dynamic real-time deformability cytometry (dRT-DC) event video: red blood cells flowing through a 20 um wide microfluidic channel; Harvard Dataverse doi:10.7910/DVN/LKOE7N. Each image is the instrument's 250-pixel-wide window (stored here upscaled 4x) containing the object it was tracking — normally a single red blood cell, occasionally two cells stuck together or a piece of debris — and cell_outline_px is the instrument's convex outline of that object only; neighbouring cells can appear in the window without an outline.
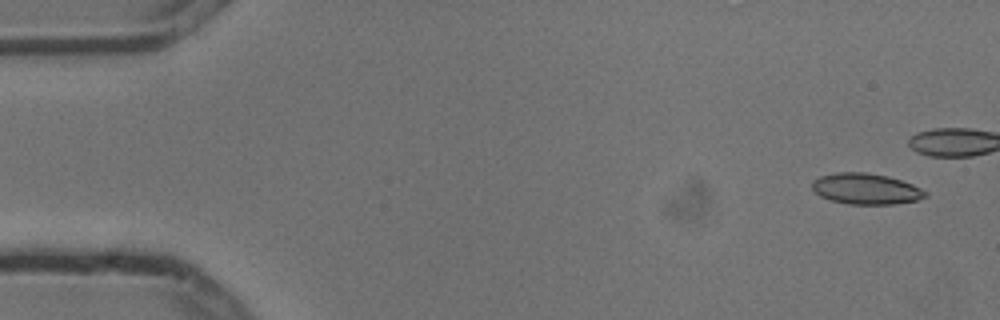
{"species": "common noctule bat (a hibernating species)", "species_latin": "Nyctalus noctula", "temperature_condition": "cold", "stored_images_in_passage": 7, "camera_frame_rate_fps": 3000, "um_per_image_px": 0.085, "animal": {"sex": "male", "body_mass_g": 13.3}, "frame": {"image": 1, "passage_image": 1, "time_ms": 0.0, "image_size_px": [1000, 320], "cell_outline_px": [[928, 196], [916, 200], [896, 204], [848, 204], [832, 200], [820, 196], [812, 188], [812, 180], [820, 176], [836, 172], [864, 172], [888, 176], [912, 184], [928, 192]], "centroid_in_image_um": [73.61, 16.05], "position_along_channel_um": 11.4, "area_um2": 20.4}}